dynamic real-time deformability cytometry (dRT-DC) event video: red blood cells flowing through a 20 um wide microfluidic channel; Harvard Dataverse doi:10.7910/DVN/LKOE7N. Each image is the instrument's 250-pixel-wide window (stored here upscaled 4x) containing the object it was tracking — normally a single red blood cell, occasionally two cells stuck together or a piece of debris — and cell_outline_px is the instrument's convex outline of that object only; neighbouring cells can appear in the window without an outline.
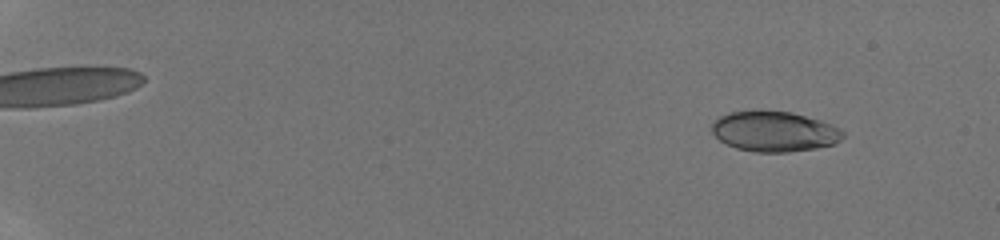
{"species": "human", "species_latin": "Homo sapiens", "temperature_condition": "room temperature", "stored_images_in_passage": 29, "camera_frame_rate_fps": 3000, "um_per_image_px": 0.085, "donor": {"sex": "male"}, "frame": {"image": 1, "passage_image": 6, "time_ms": 1.667, "image_size_px": [1000, 240], "cell_outline_px": [[844, 136], [840, 140], [832, 144], [816, 148], [788, 152], [752, 152], [736, 148], [720, 140], [712, 132], [712, 120], [720, 116], [732, 112], [792, 112], [820, 120], [832, 124], [840, 128], [844, 132]], "centroid_in_image_um": [65.83, 11.19], "position_along_channel_um": 19.2, "area_um2": 30.46}}
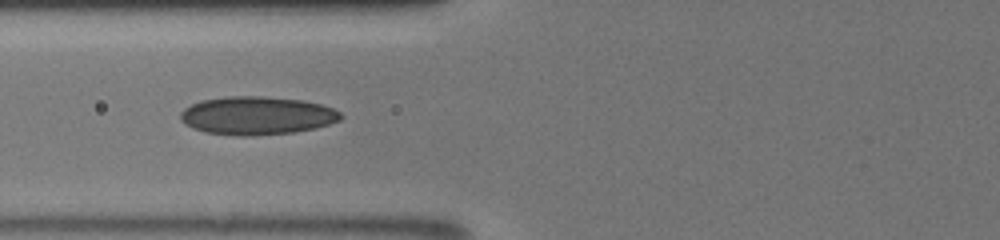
{"frame": {"image": 2, "passage_image": 26, "time_ms": 8.0, "image_size_px": [1000, 240], "cell_outline_px": [[344, 116], [340, 120], [316, 128], [292, 132], [252, 136], [240, 136], [204, 132], [192, 128], [184, 124], [180, 120], [180, 112], [184, 108], [200, 100], [228, 96], [260, 96], [300, 100], [320, 104], [332, 108], [340, 112]], "centroid_in_image_um": [21.8, 9.83], "position_along_channel_um": 104.0, "area_um2": 35.78}}
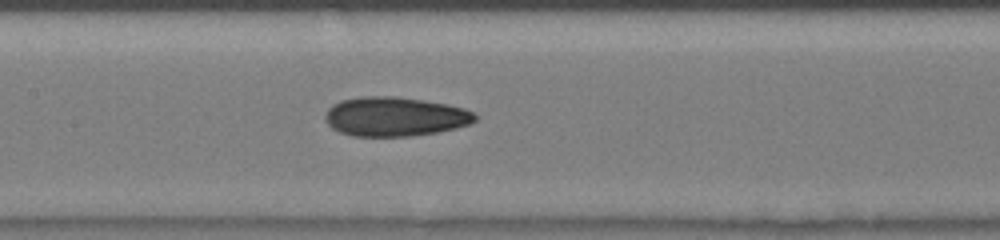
{"frame": {"image": 3, "passage_image": 29, "time_ms": 9.667, "image_size_px": [1000, 240], "cell_outline_px": [[476, 120], [468, 124], [456, 128], [436, 132], [412, 136], [352, 136], [340, 132], [332, 128], [324, 120], [324, 116], [328, 108], [332, 104], [340, 100], [364, 96], [396, 96], [424, 100], [448, 104], [464, 108], [476, 112]], "centroid_in_image_um": [33.55, 9.9], "position_along_channel_um": 173.8, "area_um2": 34.56}}